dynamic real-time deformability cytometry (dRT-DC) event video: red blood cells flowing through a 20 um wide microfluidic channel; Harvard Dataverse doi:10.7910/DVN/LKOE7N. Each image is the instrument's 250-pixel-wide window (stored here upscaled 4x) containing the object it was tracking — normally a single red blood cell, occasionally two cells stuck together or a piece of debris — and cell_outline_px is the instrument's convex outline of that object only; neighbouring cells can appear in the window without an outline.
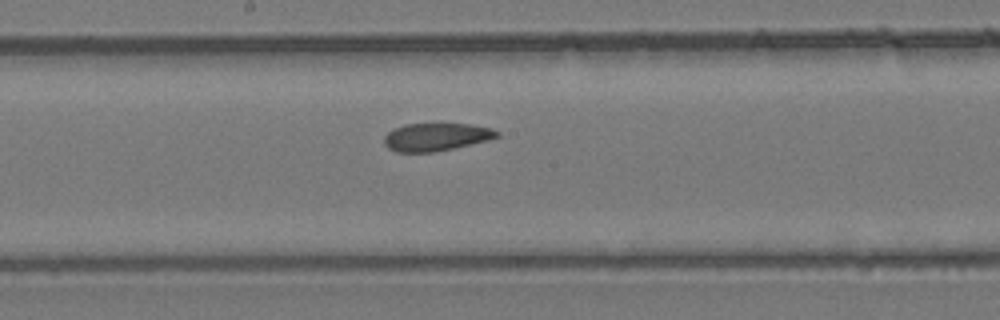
{"species": "common noctule bat (a hibernating species)", "species_latin": "Nyctalus noctula", "temperature_condition": "room temperature", "stored_images_in_passage": 6, "segment_of_instrument_passage": [1, 2], "camera_frame_rate_fps": 3000, "um_per_image_px": 0.085, "animal": {"sex": "female", "body_mass_g": 24.6, "forearm_length_mm": 56.2}, "frame": {"image": 1, "passage_image": 5, "time_ms": 1.333, "image_size_px": [1000, 320], "cell_outline_px": [[500, 136], [488, 140], [436, 152], [396, 152], [388, 148], [384, 144], [384, 136], [388, 132], [404, 124], [468, 124], [492, 128], [500, 132]], "centroid_in_image_um": [37.07, 11.64], "position_along_channel_um": 211.1, "area_um2": 18.26}}